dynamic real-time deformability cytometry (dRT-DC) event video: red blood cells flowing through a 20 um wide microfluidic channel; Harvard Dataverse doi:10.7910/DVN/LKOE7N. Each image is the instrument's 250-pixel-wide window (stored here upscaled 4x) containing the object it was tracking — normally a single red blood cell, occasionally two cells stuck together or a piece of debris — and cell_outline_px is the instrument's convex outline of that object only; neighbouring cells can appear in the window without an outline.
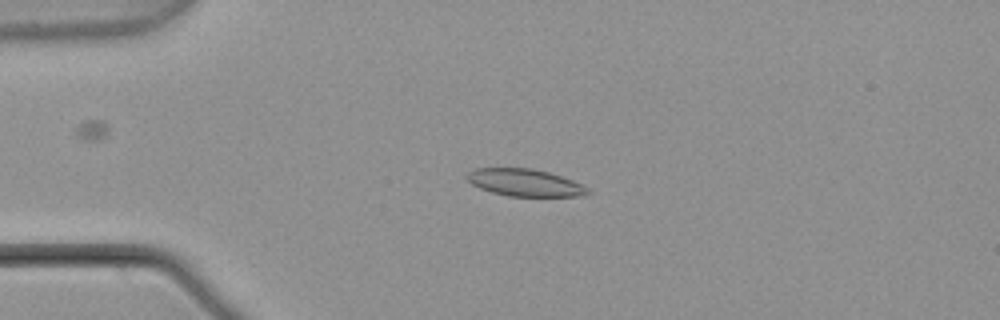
{"species": "common noctule bat (a hibernating species)", "species_latin": "Nyctalus noctula", "temperature_condition": "warm", "stored_images_in_passage": 54, "camera_frame_rate_fps": 3000, "um_per_image_px": 0.085, "animal": {"sex": "male", "body_mass_g": 21.5, "forearm_length_mm": 52.0}, "frame": {"image": 1, "passage_image": 13, "time_ms": 4.0, "image_size_px": [1000, 320], "cell_outline_px": [[592, 192], [584, 196], [508, 196], [492, 192], [480, 188], [472, 184], [464, 176], [468, 172], [476, 168], [532, 168], [548, 172], [572, 180], [588, 188]], "centroid_in_image_um": [44.61, 15.52], "position_along_channel_um": 40.4, "area_um2": 19.13}}
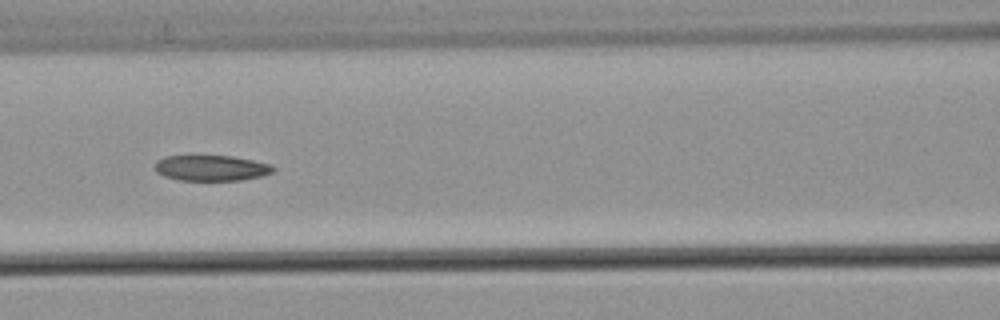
{"frame": {"image": 2, "passage_image": 24, "time_ms": 7.667, "image_size_px": [1000, 320], "cell_outline_px": [[276, 168], [272, 172], [260, 176], [240, 180], [180, 180], [164, 176], [156, 172], [152, 168], [156, 160], [164, 156], [232, 156], [272, 164]], "centroid_in_image_um": [17.91, 14.27], "position_along_channel_um": 148.7, "area_um2": 17.74}}
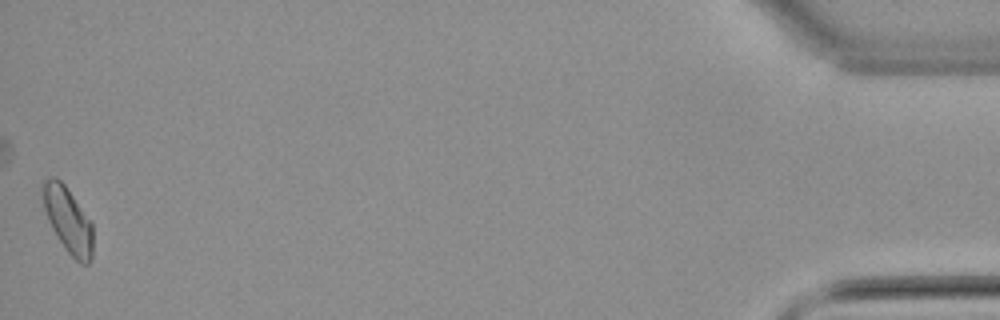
{"frame": {"image": 3, "passage_image": 54, "time_ms": 17.667, "image_size_px": [1000, 320], "cell_outline_px": [[92, 256], [88, 264], [80, 264], [64, 248], [56, 236], [48, 220], [40, 196], [40, 188], [44, 180], [52, 176], [56, 176], [64, 184], [92, 224]], "centroid_in_image_um": [5.73, 18.67], "position_along_channel_um": 429.5, "area_um2": 19.19}}